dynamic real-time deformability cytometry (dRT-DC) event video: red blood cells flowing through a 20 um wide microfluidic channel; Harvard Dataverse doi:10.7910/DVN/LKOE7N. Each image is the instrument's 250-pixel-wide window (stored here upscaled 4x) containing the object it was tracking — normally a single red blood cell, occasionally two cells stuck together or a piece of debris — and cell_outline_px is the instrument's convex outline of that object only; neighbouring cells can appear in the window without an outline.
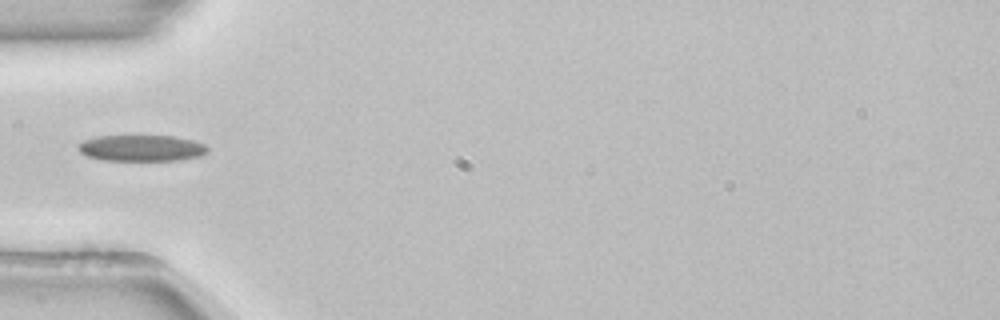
{"species": "common noctule bat (a hibernating species)", "species_latin": "Nyctalus noctula", "temperature_condition": "room temperature", "stored_images_in_passage": 36, "camera_frame_rate_fps": 3000, "um_per_image_px": 0.085, "animal": {"sex": "female", "body_mass_g": 22.7, "forearm_length_mm": 54.2}, "frame": {"image": 1, "passage_image": 1, "time_ms": 0.0, "image_size_px": [1000, 320], "cell_outline_px": [[208, 152], [200, 156], [180, 160], [100, 160], [88, 156], [80, 152], [76, 148], [76, 144], [84, 140], [96, 136], [172, 136], [192, 140], [204, 144], [208, 148]], "centroid_in_image_um": [11.99, 12.59], "position_along_channel_um": 73.0, "area_um2": 19.83}}
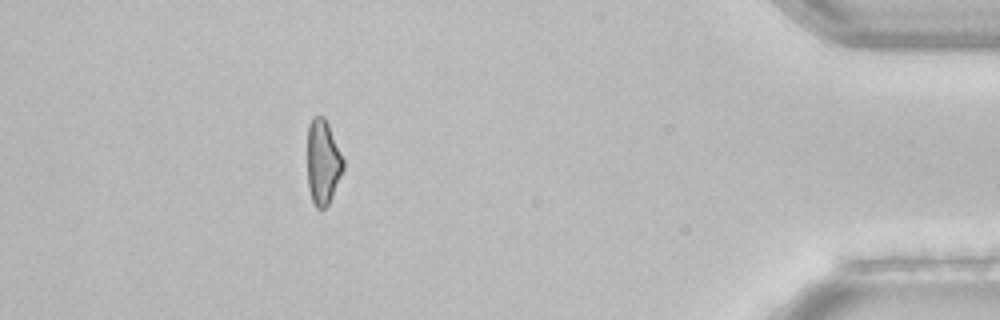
{"frame": {"image": 2, "passage_image": 31, "time_ms": 10.0, "image_size_px": [1000, 320], "cell_outline_px": [[344, 168], [332, 196], [328, 204], [324, 208], [316, 208], [312, 200], [308, 188], [308, 124], [312, 116], [324, 116], [328, 124], [344, 160]], "centroid_in_image_um": [27.44, 13.76], "position_along_channel_um": 407.8, "area_um2": 17.63}, "authors_computed_cell_mechanics": {"area_um2": 18.9584, "velocity_mm_per_s": 3.8879, "shape_relaxation_time_tau1_ms": 5.9634, "shape_relaxation_time_tau2_ms": 4.2116, "deformation_change_tau1": 0.1641, "deformation_change_tau2": 0.1139}}